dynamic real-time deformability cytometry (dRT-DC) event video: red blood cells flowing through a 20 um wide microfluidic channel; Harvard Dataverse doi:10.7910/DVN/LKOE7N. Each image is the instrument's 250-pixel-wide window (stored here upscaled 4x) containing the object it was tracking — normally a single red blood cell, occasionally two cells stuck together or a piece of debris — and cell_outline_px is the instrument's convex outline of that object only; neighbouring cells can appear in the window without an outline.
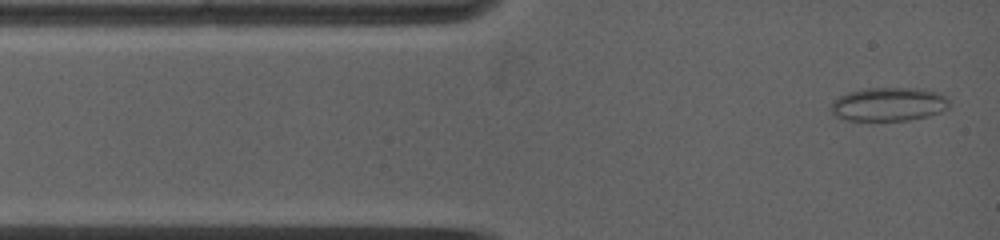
{"species": "common noctule bat (a hibernating species)", "species_latin": "Nyctalus noctula", "temperature_condition": "warm", "stored_images_in_passage": 6, "camera_frame_rate_fps": 5000, "um_per_image_px": 0.085, "animal": {"sex": "female", "body_mass_g": 19.0, "forearm_length_mm": 53.3}, "frame": {"image": 1, "passage_image": 1, "time_ms": 0.0, "image_size_px": [1000, 240], "cell_outline_px": [[948, 104], [940, 112], [928, 116], [908, 120], [844, 120], [832, 116], [832, 104], [840, 96], [848, 92], [864, 88], [924, 88], [948, 96]], "centroid_in_image_um": [75.53, 8.85], "position_along_channel_um": 9.5, "area_um2": 23.18}}
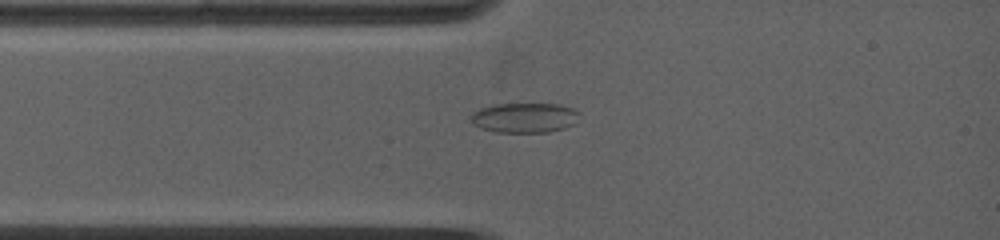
{"frame": {"image": 2, "passage_image": 6, "time_ms": 1.8, "image_size_px": [1000, 240], "cell_outline_px": [[580, 112], [576, 124], [564, 128], [548, 132], [496, 132], [480, 128], [472, 120], [472, 112], [480, 108], [492, 104], [556, 104], [572, 108]], "centroid_in_image_um": [44.61, 10.0], "position_along_channel_um": 40.4, "area_um2": 18.9}}